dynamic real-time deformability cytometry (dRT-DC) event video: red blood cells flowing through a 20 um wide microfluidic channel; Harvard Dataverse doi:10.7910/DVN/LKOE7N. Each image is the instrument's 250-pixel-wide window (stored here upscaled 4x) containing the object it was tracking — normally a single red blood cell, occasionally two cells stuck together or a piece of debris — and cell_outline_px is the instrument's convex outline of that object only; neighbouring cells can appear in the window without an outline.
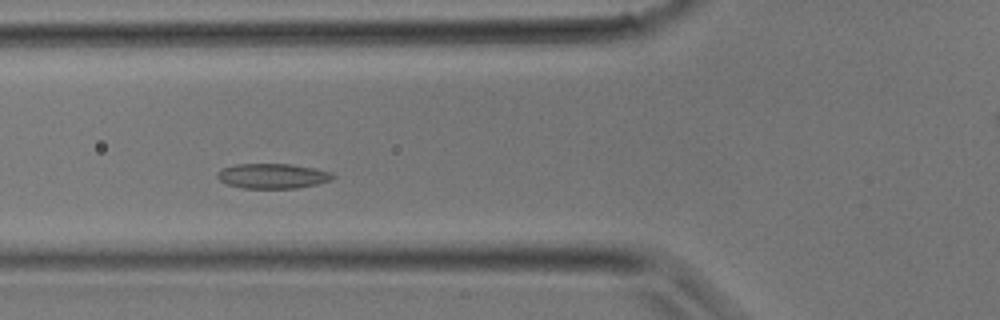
{"species": "common noctule bat (a hibernating species)", "species_latin": "Nyctalus noctula", "temperature_condition": "room temperature", "stored_images_in_passage": 31, "camera_frame_rate_fps": 3000, "um_per_image_px": 0.085, "animal": {"sex": "male", "body_mass_g": 17.9}, "frame": {"image": 1, "passage_image": 8, "time_ms": 2.333, "image_size_px": [1000, 320], "cell_outline_px": [[336, 176], [332, 180], [316, 184], [296, 188], [244, 188], [228, 184], [220, 180], [216, 176], [216, 172], [224, 168], [236, 164], [292, 164], [316, 168], [332, 172]], "centroid_in_image_um": [23.21, 14.95], "position_along_channel_um": 102.6, "area_um2": 16.82}}
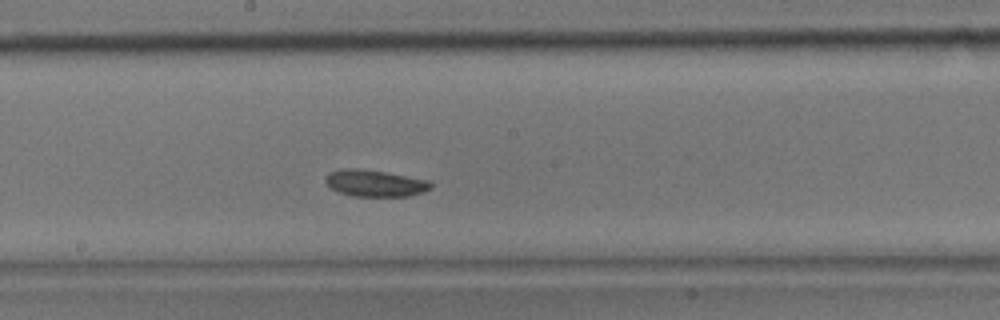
{"frame": {"image": 2, "passage_image": 14, "time_ms": 4.333, "image_size_px": [1000, 320], "cell_outline_px": [[432, 188], [408, 196], [352, 196], [328, 188], [324, 180], [328, 172], [348, 168], [356, 168], [384, 172], [428, 180], [432, 184]], "centroid_in_image_um": [31.81, 15.57], "position_along_channel_um": 216.4, "area_um2": 16.24}}
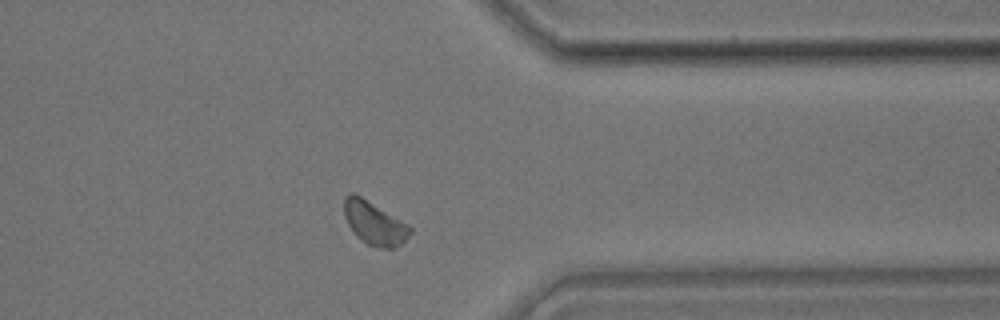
{"frame": {"image": 3, "passage_image": 23, "time_ms": 7.333, "image_size_px": [1000, 320], "cell_outline_px": [[412, 232], [400, 244], [392, 248], [380, 248], [368, 244], [360, 240], [356, 236], [348, 224], [344, 216], [344, 196], [348, 192], [352, 192], [360, 196], [408, 224], [412, 228]], "centroid_in_image_um": [31.79, 18.96], "position_along_channel_um": 379.6, "area_um2": 16.47}}